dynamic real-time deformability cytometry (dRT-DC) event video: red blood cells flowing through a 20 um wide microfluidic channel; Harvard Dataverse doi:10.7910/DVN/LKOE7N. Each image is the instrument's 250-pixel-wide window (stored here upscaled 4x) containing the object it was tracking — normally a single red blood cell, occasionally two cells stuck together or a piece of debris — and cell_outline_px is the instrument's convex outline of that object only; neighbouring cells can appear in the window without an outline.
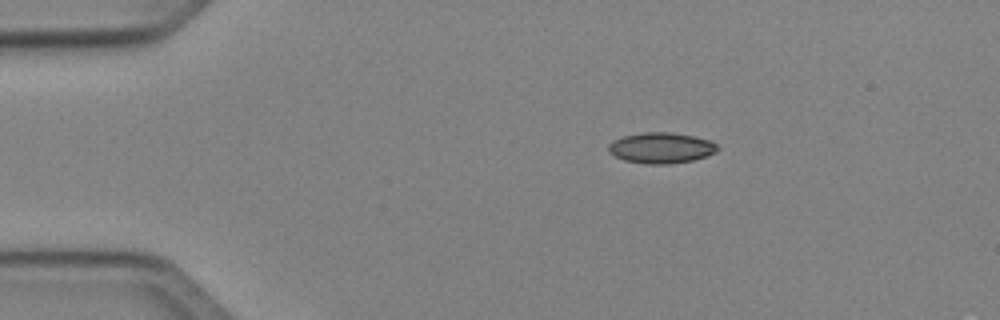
{"species": "Egyptian fruit bat (a non-hibernating species)", "species_latin": "Rousettus aegyptiacus", "temperature_condition": "cold", "stored_images_in_passage": 2, "camera_frame_rate_fps": 3000, "um_per_image_px": 0.085, "animal": {"sex": "female"}, "frame": {"image": 1, "passage_image": 2, "time_ms": 1.333, "image_size_px": [1000, 320], "cell_outline_px": [[720, 148], [716, 152], [692, 160], [668, 164], [644, 164], [624, 160], [608, 152], [608, 144], [612, 140], [624, 136], [644, 132], [668, 132], [696, 136], [712, 140]], "centroid_in_image_um": [56.2, 12.56], "position_along_channel_um": 28.8, "area_um2": 19.65}}